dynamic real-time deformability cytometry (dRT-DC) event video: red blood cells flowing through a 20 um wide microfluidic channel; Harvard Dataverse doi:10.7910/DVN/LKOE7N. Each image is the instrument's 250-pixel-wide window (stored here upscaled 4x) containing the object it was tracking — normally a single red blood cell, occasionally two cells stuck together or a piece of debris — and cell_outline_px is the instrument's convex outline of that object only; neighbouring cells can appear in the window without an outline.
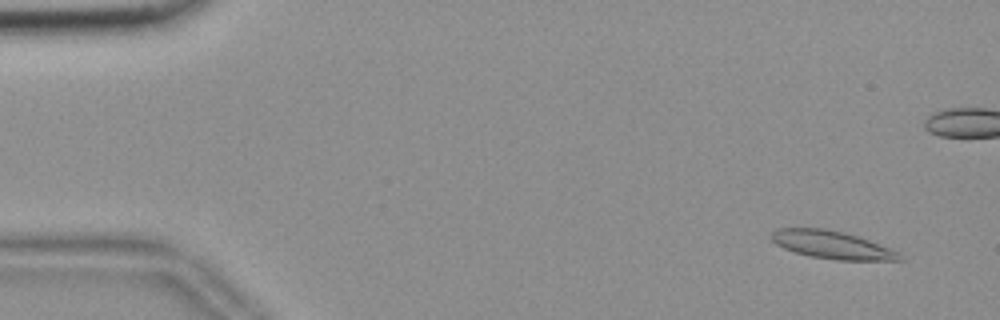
{"species": "common noctule bat (a hibernating species)", "species_latin": "Nyctalus noctula", "temperature_condition": "room temperature", "stored_images_in_passage": 57, "camera_frame_rate_fps": 3000, "um_per_image_px": 0.085, "animal": {"sex": "female", "body_mass_g": 18.4}, "frame": {"image": 1, "passage_image": 4, "time_ms": 1.0, "image_size_px": [1000, 320], "cell_outline_px": [[904, 260], [836, 260], [808, 256], [784, 248], [776, 244], [772, 240], [772, 232], [776, 228], [824, 228], [844, 232], [868, 240], [900, 252]], "centroid_in_image_um": [70.72, 20.81], "position_along_channel_um": 14.3, "area_um2": 20.69}}
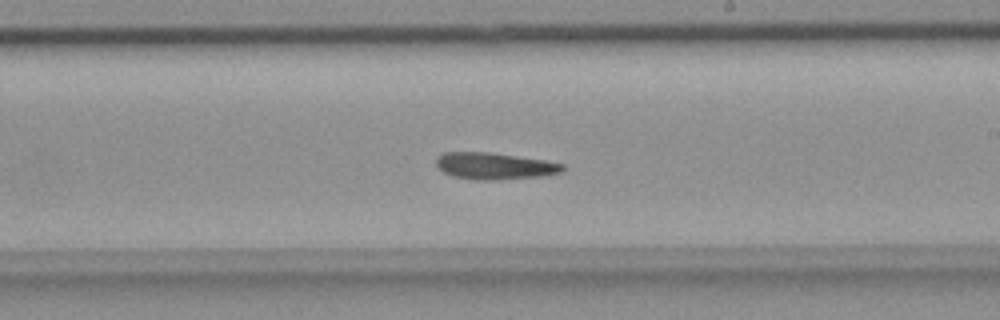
{"frame": {"image": 2, "passage_image": 33, "time_ms": 10.667, "image_size_px": [1000, 320], "cell_outline_px": [[564, 168], [560, 172], [544, 176], [492, 180], [472, 180], [452, 176], [444, 172], [436, 164], [436, 156], [444, 152], [488, 152], [544, 160], [564, 164]], "centroid_in_image_um": [42.0, 14.11], "position_along_channel_um": 247.0, "area_um2": 19.65}}
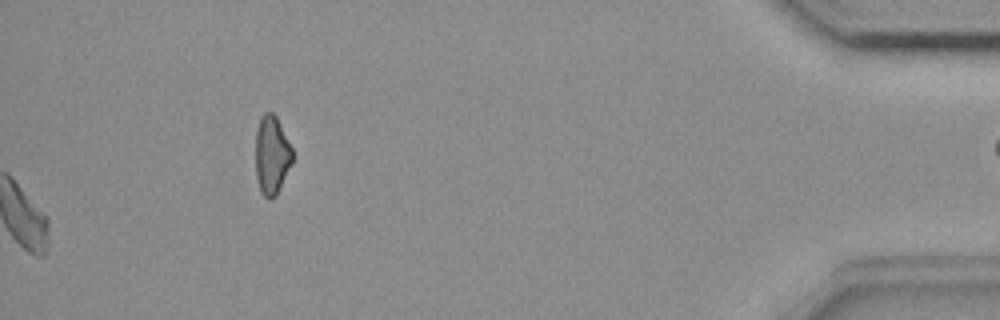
{"frame": {"image": 3, "passage_image": 57, "time_ms": 18.667, "image_size_px": [1000, 320], "cell_outline_px": [[292, 164], [276, 196], [272, 200], [268, 200], [260, 192], [256, 176], [256, 128], [260, 116], [264, 112], [272, 112], [276, 116], [292, 148]], "centroid_in_image_um": [23.09, 13.2], "position_along_channel_um": 412.1, "area_um2": 17.11}}